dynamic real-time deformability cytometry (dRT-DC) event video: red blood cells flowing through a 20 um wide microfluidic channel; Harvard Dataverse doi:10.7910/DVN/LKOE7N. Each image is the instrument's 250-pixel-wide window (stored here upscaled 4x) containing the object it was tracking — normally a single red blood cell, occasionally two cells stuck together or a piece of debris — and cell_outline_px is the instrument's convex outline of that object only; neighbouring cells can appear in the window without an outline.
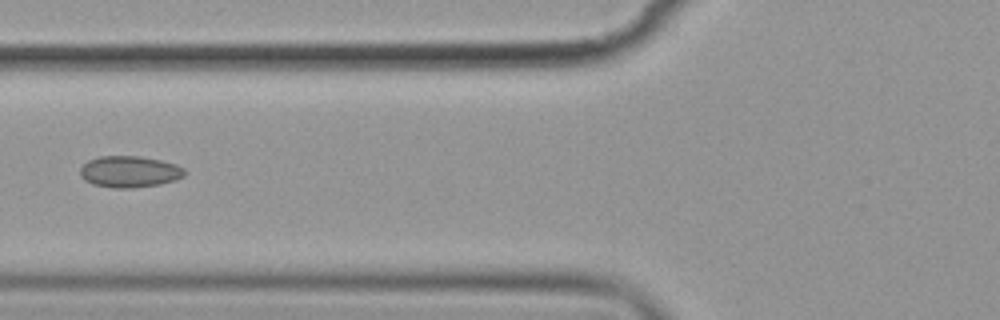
{"species": "common noctule bat (a hibernating species)", "species_latin": "Nyctalus noctula", "temperature_condition": "cold", "stored_images_in_passage": 2, "camera_frame_rate_fps": 3000, "um_per_image_px": 0.085, "animal": {"sex": "female", "body_mass_g": 19.9}, "frame": {"image": 1, "passage_image": 2, "time_ms": 1.0, "image_size_px": [1000, 320], "cell_outline_px": [[184, 176], [176, 180], [160, 184], [132, 188], [112, 188], [92, 184], [84, 180], [80, 176], [80, 168], [88, 160], [100, 156], [140, 156], [160, 160], [176, 164], [184, 168]], "centroid_in_image_um": [10.99, 14.6], "position_along_channel_um": 114.8, "area_um2": 19.25}}